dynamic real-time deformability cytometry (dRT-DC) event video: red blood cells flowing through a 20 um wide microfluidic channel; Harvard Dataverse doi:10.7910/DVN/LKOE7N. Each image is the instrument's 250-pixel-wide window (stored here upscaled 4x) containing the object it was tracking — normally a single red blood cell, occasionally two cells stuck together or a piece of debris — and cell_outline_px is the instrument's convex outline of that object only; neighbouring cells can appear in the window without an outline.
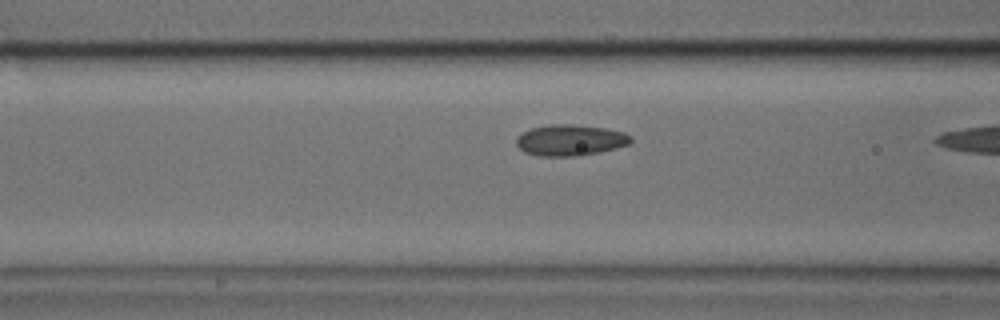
{"species": "common noctule bat (a hibernating species)", "species_latin": "Nyctalus noctula", "temperature_condition": "cold", "stored_images_in_passage": 11, "camera_frame_rate_fps": 3000, "um_per_image_px": 0.085, "animal": {"sex": "male", "body_mass_g": 17.9, "forearm_length_mm": 54.2}, "frame": {"image": 1, "passage_image": 10, "time_ms": 3.0, "image_size_px": [1000, 320], "cell_outline_px": [[632, 140], [628, 144], [616, 148], [600, 152], [580, 156], [540, 156], [524, 152], [516, 144], [516, 136], [532, 128], [548, 124], [572, 124], [604, 128], [624, 132], [632, 136]], "centroid_in_image_um": [48.47, 11.91], "position_along_channel_um": 118.1, "area_um2": 20.81}}